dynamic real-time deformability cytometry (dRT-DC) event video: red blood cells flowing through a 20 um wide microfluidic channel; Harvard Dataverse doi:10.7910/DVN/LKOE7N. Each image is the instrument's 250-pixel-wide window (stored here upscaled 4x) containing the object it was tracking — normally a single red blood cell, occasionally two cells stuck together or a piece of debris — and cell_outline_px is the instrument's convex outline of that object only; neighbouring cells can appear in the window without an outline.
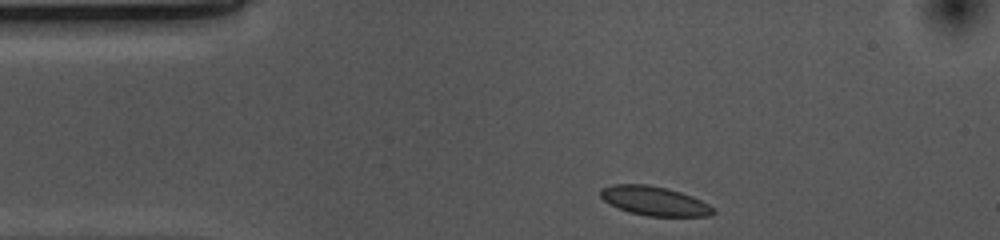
{"species": "common noctule bat (a hibernating species)", "species_latin": "Nyctalus noctula", "temperature_condition": "cold", "stored_images_in_passage": 34, "camera_frame_rate_fps": 3000, "um_per_image_px": 0.085, "animal": {"sex": "female", "body_mass_g": 10.0, "forearm_length_mm": 53.1}, "frame": {"image": 1, "passage_image": 1, "time_ms": 0.0, "image_size_px": [1000, 240], "cell_outline_px": [[716, 212], [712, 216], [648, 216], [628, 212], [604, 200], [600, 196], [600, 188], [612, 184], [648, 184], [668, 188], [692, 196], [716, 208]], "centroid_in_image_um": [55.65, 17.08], "position_along_channel_um": 29.3, "area_um2": 19.25}}
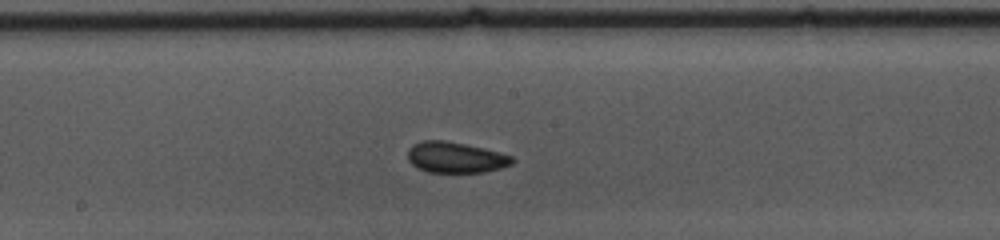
{"frame": {"image": 2, "passage_image": 19, "time_ms": 6.0, "image_size_px": [1000, 240], "cell_outline_px": [[516, 160], [512, 164], [500, 168], [484, 172], [428, 172], [416, 168], [408, 160], [408, 148], [412, 144], [420, 140], [444, 140], [464, 144], [512, 156]], "centroid_in_image_um": [38.67, 13.38], "position_along_channel_um": 209.5, "area_um2": 18.73}}
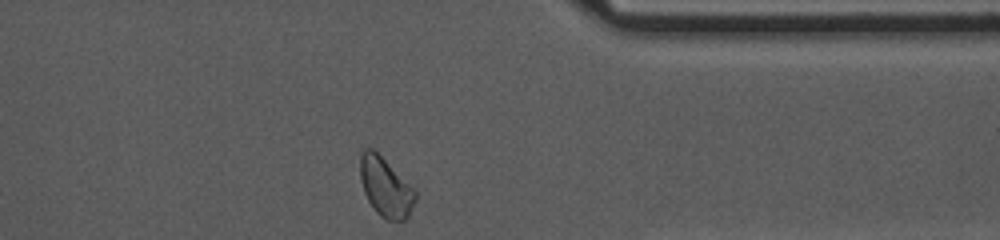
{"frame": {"image": 3, "passage_image": 34, "time_ms": 11.0, "image_size_px": [1000, 240], "cell_outline_px": [[416, 200], [408, 216], [404, 220], [384, 220], [376, 212], [368, 200], [364, 192], [360, 180], [360, 152], [364, 148], [372, 148], [416, 188]], "centroid_in_image_um": [32.78, 15.9], "position_along_channel_um": 378.6, "area_um2": 19.25}, "authors_computed_cell_mechanics": {"area_um2": 18.7561, "velocity_mm_per_s": 3.636, "shape_relaxation_time_tau1_ms": null, "shape_relaxation_time_tau2_ms": 2.4293, "deformation_change_tau1": null, "deformation_change_tau2": 0.0562}}